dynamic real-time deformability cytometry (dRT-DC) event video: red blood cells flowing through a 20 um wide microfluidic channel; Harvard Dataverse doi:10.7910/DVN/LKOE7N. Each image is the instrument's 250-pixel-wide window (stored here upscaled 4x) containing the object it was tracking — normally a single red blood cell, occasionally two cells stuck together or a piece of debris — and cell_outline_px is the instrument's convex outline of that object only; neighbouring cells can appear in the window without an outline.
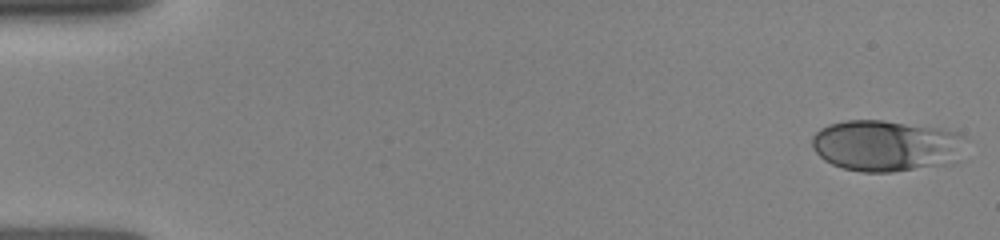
{"species": "human", "species_latin": "Homo sapiens", "temperature_condition": "room temperature", "stored_images_in_passage": 36, "camera_frame_rate_fps": 3000, "um_per_image_px": 0.085, "donor": {"sex": "female"}, "frame": {"image": 1, "passage_image": 1, "time_ms": 0.0, "image_size_px": [1000, 240], "cell_outline_px": [[968, 136], [952, 164], [892, 172], [860, 172], [844, 168], [832, 164], [824, 160], [812, 148], [812, 136], [820, 128], [828, 124], [844, 120], [884, 120], [940, 128], [960, 132]], "centroid_in_image_um": [75.32, 12.37], "position_along_channel_um": 9.7, "area_um2": 46.3}}
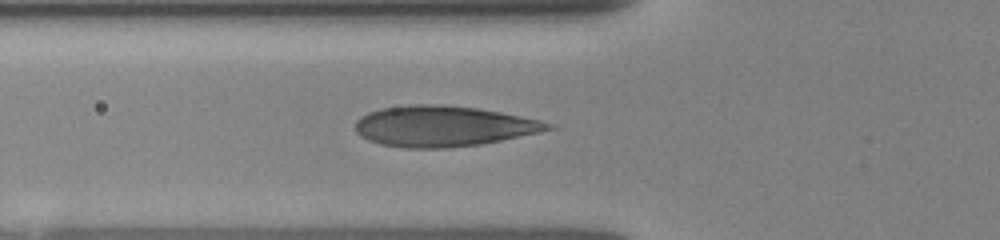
{"frame": {"image": 2, "passage_image": 23, "time_ms": 5.333, "image_size_px": [1000, 240], "cell_outline_px": [[556, 128], [540, 132], [480, 144], [444, 148], [404, 148], [380, 144], [368, 140], [360, 136], [356, 132], [356, 120], [360, 116], [368, 112], [380, 108], [408, 104], [436, 104], [476, 108], [500, 112], [540, 120], [552, 124]], "centroid_in_image_um": [37.63, 10.72], "position_along_channel_um": 88.2, "area_um2": 45.6}}
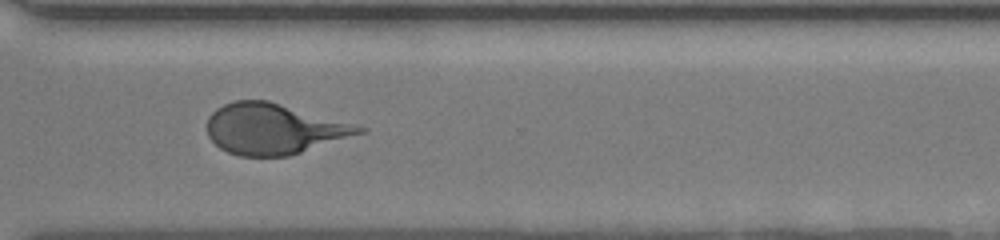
{"frame": {"image": 3, "passage_image": 35, "time_ms": 11.667, "image_size_px": [1000, 240], "cell_outline_px": [[368, 132], [288, 156], [240, 156], [228, 152], [220, 148], [208, 136], [208, 116], [216, 108], [224, 104], [236, 100], [268, 100], [368, 128]], "centroid_in_image_um": [23.28, 10.96], "position_along_channel_um": 347.3, "area_um2": 44.74}}